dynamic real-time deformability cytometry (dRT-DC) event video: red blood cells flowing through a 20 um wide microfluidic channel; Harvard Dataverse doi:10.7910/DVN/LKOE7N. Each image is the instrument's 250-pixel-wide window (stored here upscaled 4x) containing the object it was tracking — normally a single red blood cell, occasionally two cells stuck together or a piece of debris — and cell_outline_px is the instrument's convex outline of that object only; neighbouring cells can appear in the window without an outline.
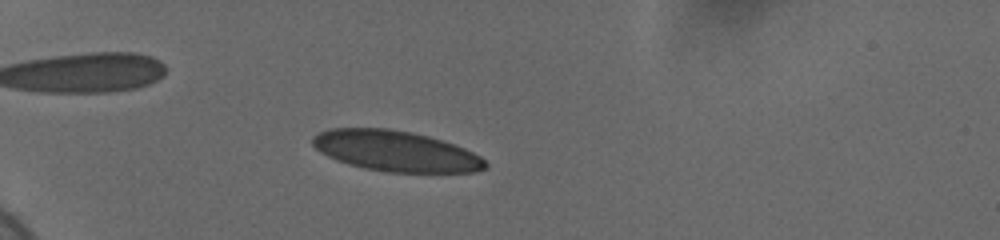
{"species": "human", "species_latin": "Homo sapiens", "temperature_condition": "cold", "stored_images_in_passage": 52, "camera_frame_rate_fps": 3000, "um_per_image_px": 0.085, "donor": {"sex": "female"}, "frame": {"image": 1, "passage_image": 13, "time_ms": 4.0, "image_size_px": [1000, 240], "cell_outline_px": [[488, 168], [472, 172], [388, 172], [364, 168], [348, 164], [336, 160], [320, 152], [312, 144], [312, 136], [328, 128], [388, 128], [412, 132], [428, 136], [464, 148], [480, 156], [488, 164]], "centroid_in_image_um": [33.61, 12.84], "position_along_channel_um": 51.4, "area_um2": 40.81}}
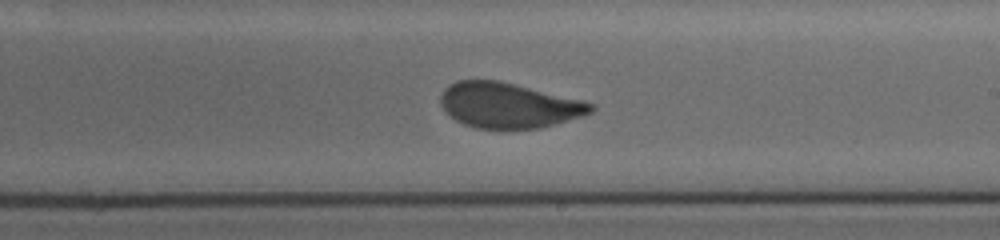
{"frame": {"image": 2, "passage_image": 32, "time_ms": 10.333, "image_size_px": [1000, 240], "cell_outline_px": [[596, 108], [592, 112], [584, 116], [540, 128], [476, 128], [464, 124], [456, 120], [440, 104], [440, 96], [444, 88], [448, 84], [456, 80], [496, 80], [580, 100], [596, 104]], "centroid_in_image_um": [43.23, 8.95], "position_along_channel_um": 245.8, "area_um2": 39.25}}
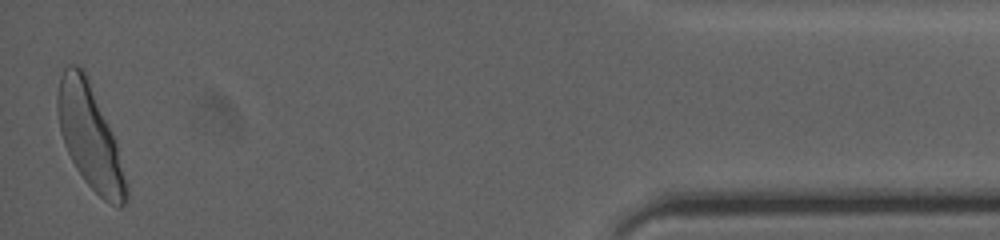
{"frame": {"image": 3, "passage_image": 52, "time_ms": 17.0, "image_size_px": [1000, 240], "cell_outline_px": [[128, 196], [124, 204], [120, 208], [104, 200], [84, 180], [76, 168], [64, 144], [60, 132], [56, 108], [56, 96], [60, 76], [64, 68], [68, 64], [76, 64], [84, 72], [88, 80], [116, 140], [128, 188]], "centroid_in_image_um": [7.62, 11.63], "position_along_channel_um": 427.6, "area_um2": 41.04}, "authors_computed_cell_mechanics": {"area_um2": 40.2288, "velocity_mm_per_s": 3.6612, "shape_relaxation_time_tau1_ms": 6.6728, "shape_relaxation_time_tau2_ms": null, "deformation_change_tau1": 0.1876, "deformation_change_tau2": null}}